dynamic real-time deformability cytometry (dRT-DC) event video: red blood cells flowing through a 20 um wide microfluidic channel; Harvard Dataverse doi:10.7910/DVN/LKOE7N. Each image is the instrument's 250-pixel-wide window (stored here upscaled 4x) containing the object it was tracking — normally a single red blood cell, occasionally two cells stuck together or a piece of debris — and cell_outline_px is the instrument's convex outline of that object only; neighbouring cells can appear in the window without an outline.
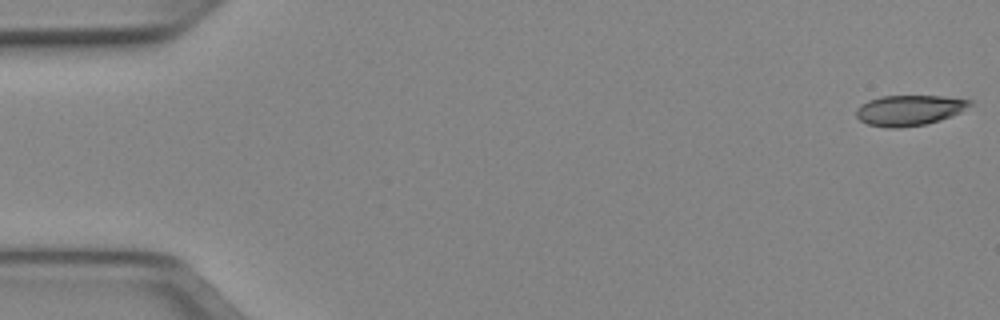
{"species": "Egyptian fruit bat (a non-hibernating species)", "species_latin": "Rousettus aegyptiacus", "temperature_condition": "cold", "stored_images_in_passage": 51, "camera_frame_rate_fps": 3000, "um_per_image_px": 0.085, "animal": {"sex": "female"}, "frame": {"image": 1, "passage_image": 1, "time_ms": 0.0, "image_size_px": [1000, 320], "cell_outline_px": [[972, 104], [960, 112], [952, 116], [940, 120], [924, 124], [900, 128], [888, 128], [868, 124], [860, 120], [856, 116], [856, 108], [860, 104], [868, 100], [880, 96], [944, 96], [972, 100]], "centroid_in_image_um": [77.27, 9.37], "position_along_channel_um": 7.7, "area_um2": 20.23}}
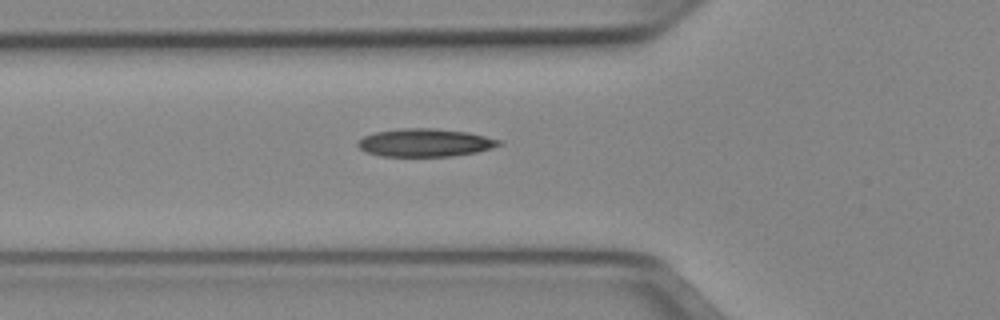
{"frame": {"image": 2, "passage_image": 18, "time_ms": 5.667, "image_size_px": [1000, 320], "cell_outline_px": [[504, 144], [492, 148], [476, 152], [452, 156], [380, 156], [368, 152], [360, 148], [356, 144], [364, 136], [376, 132], [400, 128], [432, 128], [468, 132], [500, 140]], "centroid_in_image_um": [36.15, 12.12], "position_along_channel_um": 89.7, "area_um2": 22.89}}
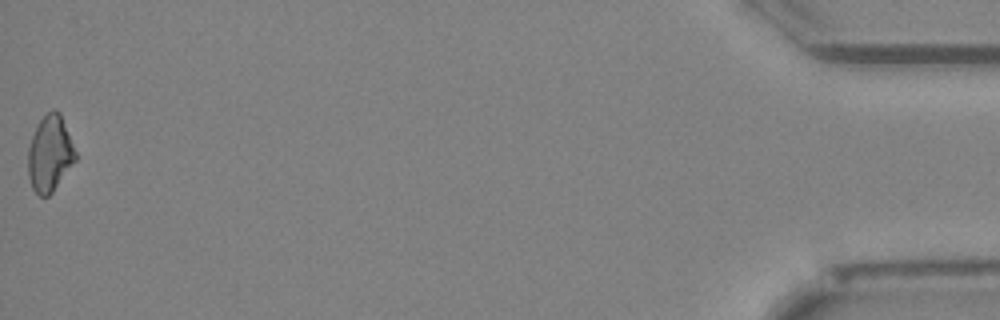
{"frame": {"image": 3, "passage_image": 51, "time_ms": 16.667, "image_size_px": [1000, 320], "cell_outline_px": [[76, 160], [52, 192], [48, 196], [40, 196], [32, 188], [28, 176], [28, 148], [32, 136], [40, 120], [52, 108], [56, 108], [60, 112], [76, 152]], "centroid_in_image_um": [4.23, 13.05], "position_along_channel_um": 431.0, "area_um2": 20.87}, "authors_computed_cell_mechanics": {"area_um2": 21.5016, "velocity_mm_per_s": 3.9822, "shape_relaxation_time_tau1_ms": 8.2409, "shape_relaxation_time_tau2_ms": 7.395, "deformation_change_tau1": 0.1595, "deformation_change_tau2": 0.1613}}